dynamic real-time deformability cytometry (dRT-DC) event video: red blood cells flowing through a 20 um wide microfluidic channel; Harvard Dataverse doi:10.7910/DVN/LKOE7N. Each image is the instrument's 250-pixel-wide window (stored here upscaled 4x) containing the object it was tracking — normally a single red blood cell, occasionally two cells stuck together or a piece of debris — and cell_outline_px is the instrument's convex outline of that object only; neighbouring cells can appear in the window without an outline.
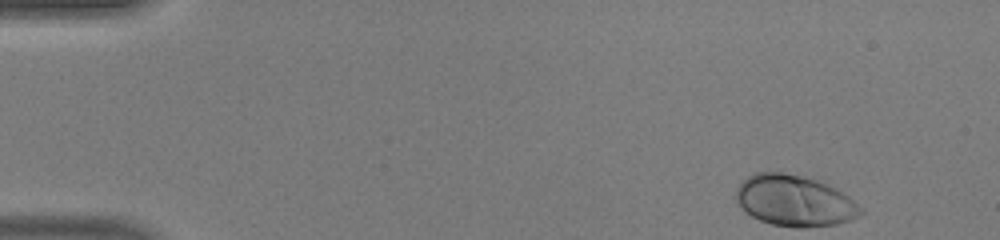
{"species": "human", "species_latin": "Homo sapiens", "temperature_condition": "warm", "stored_images_in_passage": 43, "camera_frame_rate_fps": 3000, "um_per_image_px": 0.085, "donor": {"sex": "male"}, "frame": {"image": 1, "passage_image": 1, "time_ms": 0.0, "image_size_px": [1000, 240], "cell_outline_px": [[840, 220], [828, 224], [776, 224], [764, 220], [748, 212], [740, 204], [740, 188], [752, 176], [796, 176], [820, 184], [836, 192]], "centroid_in_image_um": [67.1, 17.05], "position_along_channel_um": 17.9, "area_um2": 29.02}}
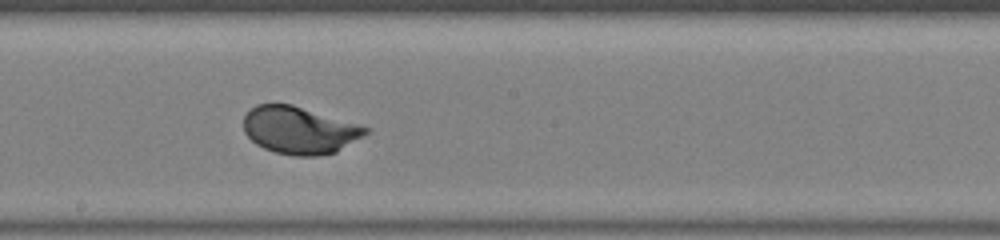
{"frame": {"image": 2, "passage_image": 23, "time_ms": 7.333, "image_size_px": [1000, 240], "cell_outline_px": [[368, 132], [332, 152], [308, 156], [276, 152], [264, 148], [252, 140], [248, 136], [244, 128], [244, 116], [252, 108], [260, 104], [288, 104], [368, 128]], "centroid_in_image_um": [25.36, 11.06], "position_along_channel_um": 222.8, "area_um2": 31.85}}
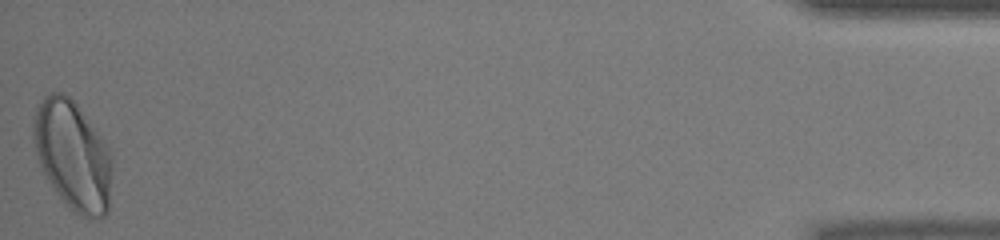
{"frame": {"image": 3, "passage_image": 43, "time_ms": 14.0, "image_size_px": [1000, 240], "cell_outline_px": [[108, 172], [104, 212], [80, 208], [52, 180], [44, 164], [40, 152], [36, 132], [36, 124], [40, 108], [44, 100], [52, 96], [64, 96], [72, 104], [80, 116], [108, 164]], "centroid_in_image_um": [6.1, 13.1], "position_along_channel_um": 429.1, "area_um2": 39.02}, "authors_computed_cell_mechanics": {"area_um2": 30.5762, "velocity_mm_per_s": 4.4549, "shape_relaxation_time_tau1_ms": 1.7325, "shape_relaxation_time_tau2_ms": null, "deformation_change_tau1": 0.1344, "deformation_change_tau2": null}}